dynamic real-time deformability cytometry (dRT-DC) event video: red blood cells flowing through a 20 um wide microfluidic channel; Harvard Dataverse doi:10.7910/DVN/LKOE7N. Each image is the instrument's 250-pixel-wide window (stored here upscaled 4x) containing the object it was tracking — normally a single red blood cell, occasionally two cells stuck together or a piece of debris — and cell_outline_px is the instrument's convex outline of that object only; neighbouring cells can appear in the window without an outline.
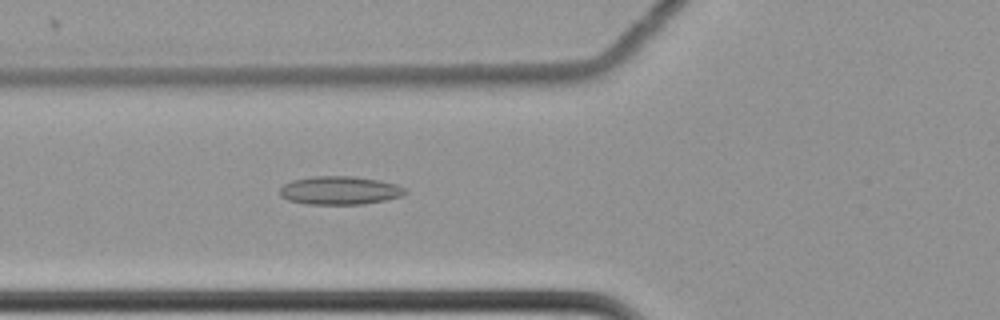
{"species": "common noctule bat (a hibernating species)", "species_latin": "Nyctalus noctula", "temperature_condition": "cold", "stored_images_in_passage": 48, "camera_frame_rate_fps": 3000, "um_per_image_px": 0.085, "animal": {"sex": "female", "body_mass_g": 22.7, "forearm_length_mm": 54.2}, "frame": {"image": 1, "passage_image": 11, "time_ms": 3.333, "image_size_px": [1000, 320], "cell_outline_px": [[408, 192], [404, 196], [364, 204], [308, 204], [288, 200], [280, 196], [280, 188], [284, 184], [292, 180], [312, 176], [352, 176], [380, 180], [396, 184], [404, 188]], "centroid_in_image_um": [28.89, 16.18], "position_along_channel_um": 96.9, "area_um2": 20.81}}
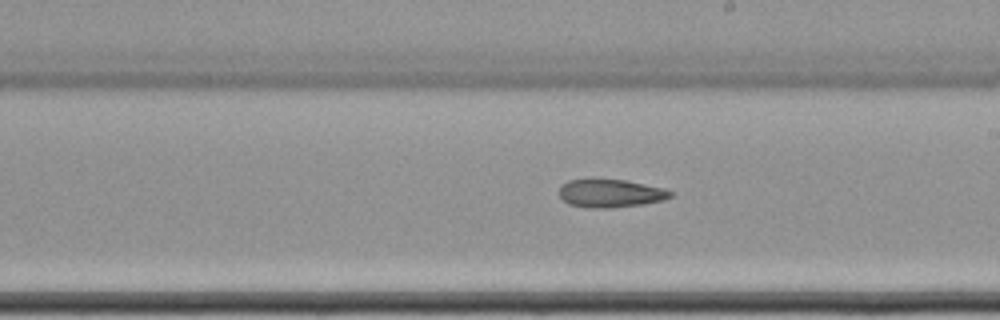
{"frame": {"image": 2, "passage_image": 23, "time_ms": 7.333, "image_size_px": [1000, 320], "cell_outline_px": [[676, 192], [672, 196], [664, 200], [644, 204], [612, 208], [588, 208], [568, 204], [560, 196], [560, 184], [568, 180], [588, 176], [624, 180], [664, 188]], "centroid_in_image_um": [51.86, 16.39], "position_along_channel_um": 237.1, "area_um2": 19.07}}
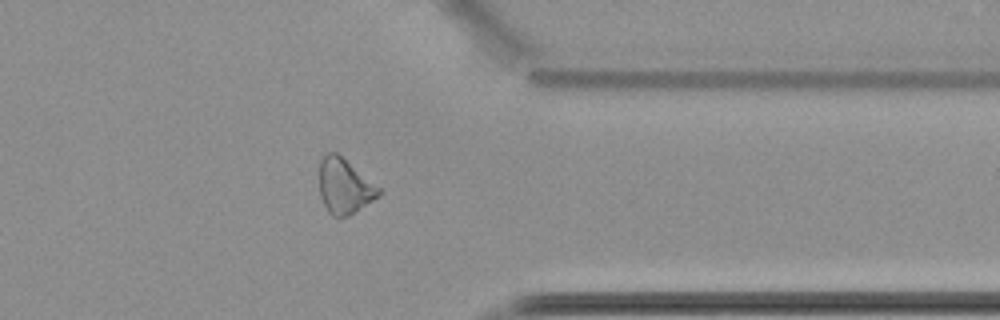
{"frame": {"image": 3, "passage_image": 36, "time_ms": 11.667, "image_size_px": [1000, 320], "cell_outline_px": [[384, 192], [380, 196], [348, 216], [332, 216], [328, 212], [320, 196], [320, 160], [328, 152], [336, 152], [380, 188]], "centroid_in_image_um": [29.29, 15.84], "position_along_channel_um": 382.1, "area_um2": 18.84}}